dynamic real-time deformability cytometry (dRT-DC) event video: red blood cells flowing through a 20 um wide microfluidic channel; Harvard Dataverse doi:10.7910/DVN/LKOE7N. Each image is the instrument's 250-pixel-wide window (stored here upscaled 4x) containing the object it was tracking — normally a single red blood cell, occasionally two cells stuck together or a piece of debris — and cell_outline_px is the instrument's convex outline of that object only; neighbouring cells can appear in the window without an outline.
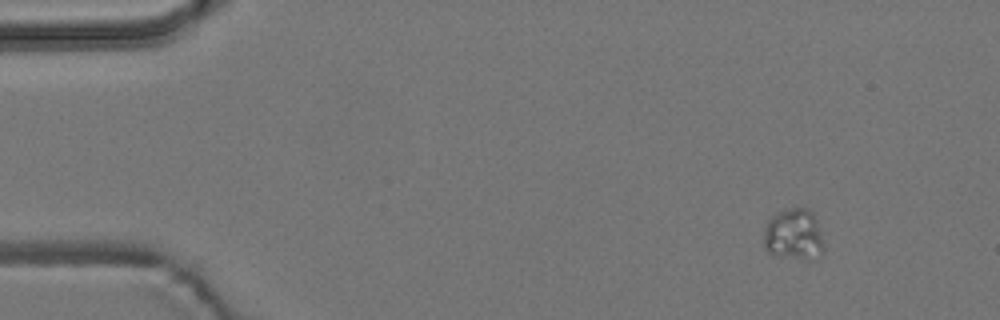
{"species": "common noctule bat (a hibernating species)", "species_latin": "Nyctalus noctula", "temperature_condition": "room temperature", "stored_images_in_passage": 3, "camera_frame_rate_fps": 3000, "um_per_image_px": 0.085, "animal": {"sex": "male", "body_mass_g": 19.2, "forearm_length_mm": 51.8}, "frame": {"image": 1, "passage_image": 1, "time_ms": 0.0, "image_size_px": [1000, 320], "cell_outline_px": [[824, 252], [820, 256], [808, 260], [776, 256], [768, 252], [764, 248], [764, 228], [768, 220], [776, 212], [792, 208], [808, 208], [812, 212], [816, 220], [820, 232], [824, 248]], "centroid_in_image_um": [67.46, 19.96], "position_along_channel_um": 17.5, "area_um2": 18.21}}